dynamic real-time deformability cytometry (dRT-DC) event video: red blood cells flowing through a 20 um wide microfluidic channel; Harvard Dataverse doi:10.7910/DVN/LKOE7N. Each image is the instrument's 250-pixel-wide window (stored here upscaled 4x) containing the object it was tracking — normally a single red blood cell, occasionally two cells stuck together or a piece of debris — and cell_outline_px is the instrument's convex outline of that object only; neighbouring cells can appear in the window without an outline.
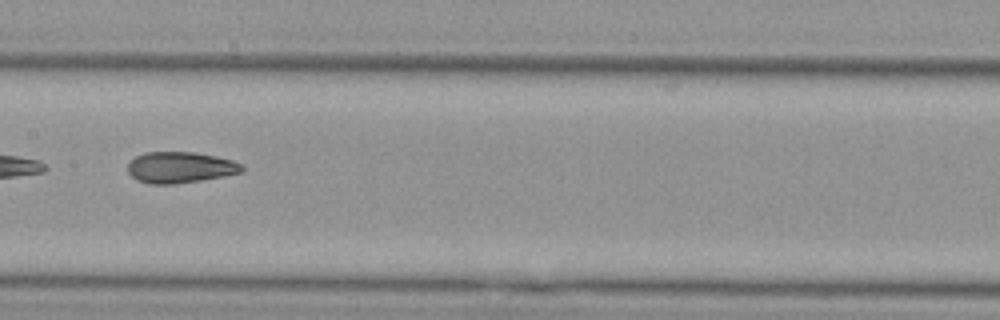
{"species": "Egyptian fruit bat (a non-hibernating species)", "species_latin": "Rousettus aegyptiacus", "temperature_condition": "cold", "stored_images_in_passage": 8, "camera_frame_rate_fps": 3000, "um_per_image_px": 0.085, "animal": {"sex": "female"}, "frame": {"image": 1, "passage_image": 6, "time_ms": 7.0, "image_size_px": [1000, 320], "cell_outline_px": [[244, 172], [200, 180], [176, 184], [148, 184], [136, 180], [128, 172], [128, 164], [136, 156], [144, 152], [196, 152], [216, 156], [232, 160], [244, 164]], "centroid_in_image_um": [15.33, 14.23], "position_along_channel_um": 192.1, "area_um2": 20.87}}
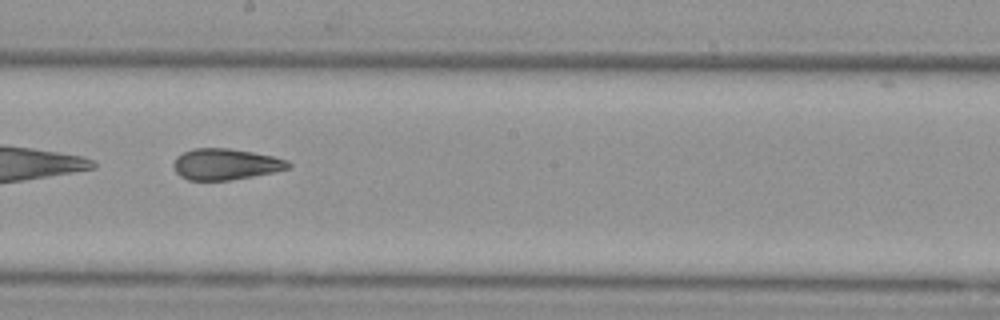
{"frame": {"image": 2, "passage_image": 7, "time_ms": 8.0, "image_size_px": [1000, 320], "cell_outline_px": [[292, 164], [288, 168], [276, 172], [228, 180], [188, 180], [180, 176], [176, 172], [172, 164], [176, 156], [192, 148], [228, 148], [252, 152], [272, 156], [288, 160]], "centroid_in_image_um": [19.16, 13.95], "position_along_channel_um": 229.0, "area_um2": 20.87}}
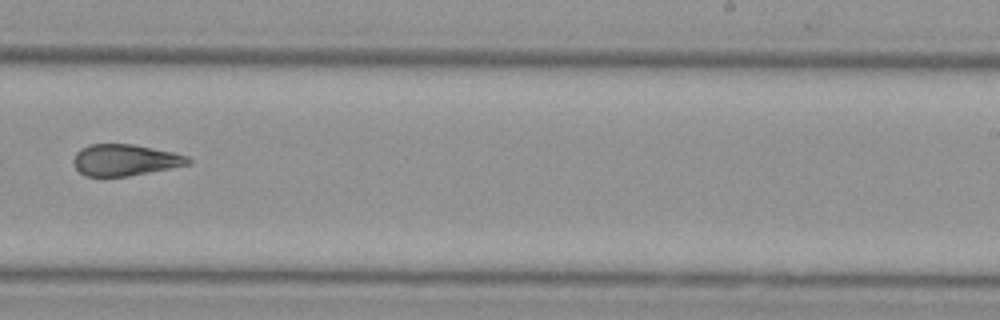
{"frame": {"image": 3, "passage_image": 8, "time_ms": 9.333, "image_size_px": [1000, 320], "cell_outline_px": [[192, 164], [128, 176], [84, 176], [72, 164], [72, 160], [76, 152], [80, 148], [88, 144], [132, 144], [172, 152], [188, 156], [192, 160]], "centroid_in_image_um": [10.6, 13.6], "position_along_channel_um": 278.4, "area_um2": 21.1}}